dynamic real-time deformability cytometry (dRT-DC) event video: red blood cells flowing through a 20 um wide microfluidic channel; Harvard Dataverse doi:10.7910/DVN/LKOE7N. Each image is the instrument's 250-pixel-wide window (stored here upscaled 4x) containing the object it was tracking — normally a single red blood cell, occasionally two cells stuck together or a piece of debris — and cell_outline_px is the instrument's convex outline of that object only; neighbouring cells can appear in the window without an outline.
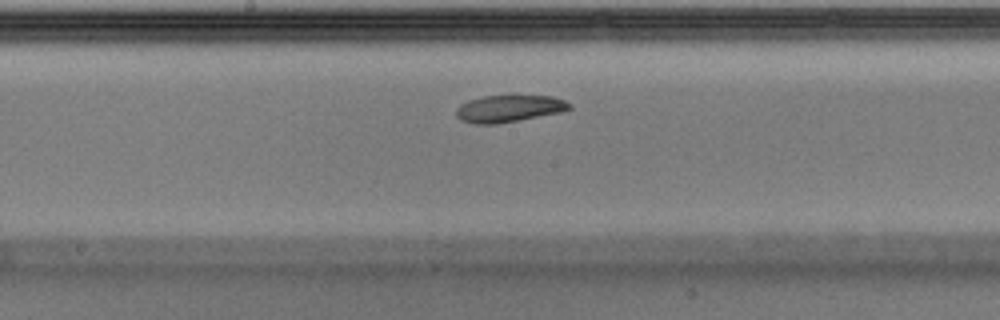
{"species": "Egyptian fruit bat (a non-hibernating species)", "species_latin": "Rousettus aegyptiacus", "temperature_condition": "warm", "stored_images_in_passage": 34, "camera_frame_rate_fps": 3000, "um_per_image_px": 0.085, "animal": {"sex": "male"}, "frame": {"image": 1, "passage_image": 15, "time_ms": 4.667, "image_size_px": [1000, 320], "cell_outline_px": [[572, 108], [560, 112], [496, 124], [472, 124], [460, 120], [456, 116], [456, 108], [460, 104], [468, 100], [484, 96], [516, 92], [552, 96], [564, 100], [572, 104]], "centroid_in_image_um": [43.26, 9.17], "position_along_channel_um": 204.9, "area_um2": 18.73}}